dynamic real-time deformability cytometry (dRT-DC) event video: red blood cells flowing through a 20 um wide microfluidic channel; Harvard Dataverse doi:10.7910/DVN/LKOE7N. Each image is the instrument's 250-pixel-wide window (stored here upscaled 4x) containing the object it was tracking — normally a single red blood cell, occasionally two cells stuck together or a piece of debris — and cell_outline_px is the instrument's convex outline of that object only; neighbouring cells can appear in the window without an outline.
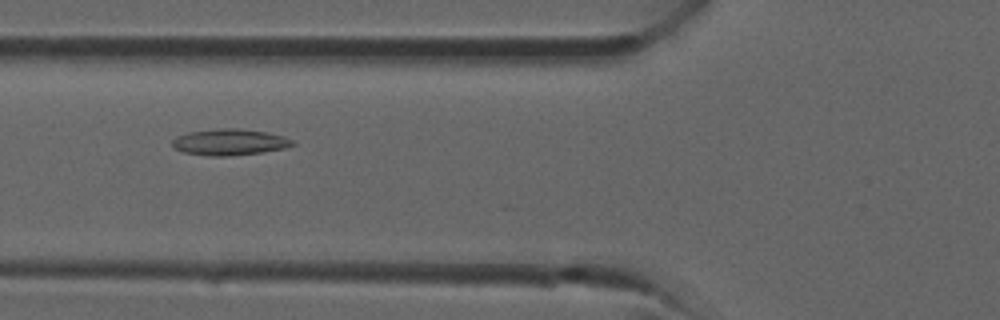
{"species": "common noctule bat (a hibernating species)", "species_latin": "Nyctalus noctula", "temperature_condition": "room temperature", "stored_images_in_passage": 7, "camera_frame_rate_fps": 3000, "um_per_image_px": 0.085, "animal": {"sex": "male", "forearm_length_mm": 52.5}, "frame": {"image": 1, "passage_image": 3, "time_ms": 0.667, "image_size_px": [1000, 320], "cell_outline_px": [[296, 144], [284, 148], [260, 152], [228, 156], [208, 156], [184, 152], [176, 148], [172, 144], [172, 140], [176, 136], [188, 132], [220, 128], [236, 128], [264, 132], [284, 136], [292, 140]], "centroid_in_image_um": [19.49, 12.07], "position_along_channel_um": 106.3, "area_um2": 18.21}}
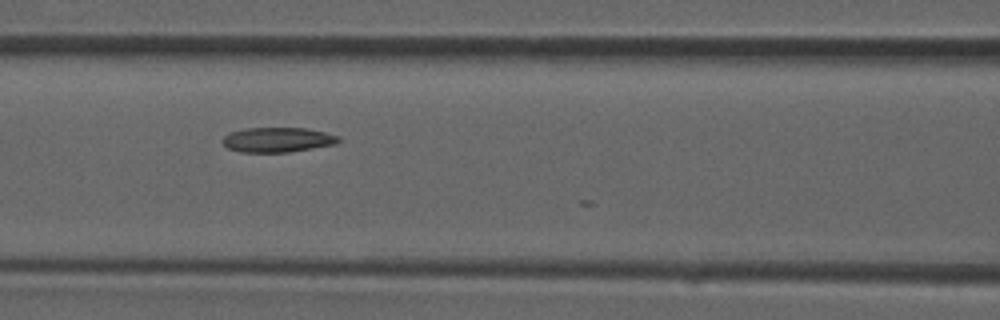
{"frame": {"image": 2, "passage_image": 5, "time_ms": 1.333, "image_size_px": [1000, 320], "cell_outline_px": [[340, 140], [336, 144], [288, 152], [240, 152], [228, 148], [224, 144], [224, 136], [228, 132], [248, 128], [304, 128], [324, 132], [340, 136]], "centroid_in_image_um": [23.6, 11.88], "position_along_channel_um": 143.0, "area_um2": 16.65}}